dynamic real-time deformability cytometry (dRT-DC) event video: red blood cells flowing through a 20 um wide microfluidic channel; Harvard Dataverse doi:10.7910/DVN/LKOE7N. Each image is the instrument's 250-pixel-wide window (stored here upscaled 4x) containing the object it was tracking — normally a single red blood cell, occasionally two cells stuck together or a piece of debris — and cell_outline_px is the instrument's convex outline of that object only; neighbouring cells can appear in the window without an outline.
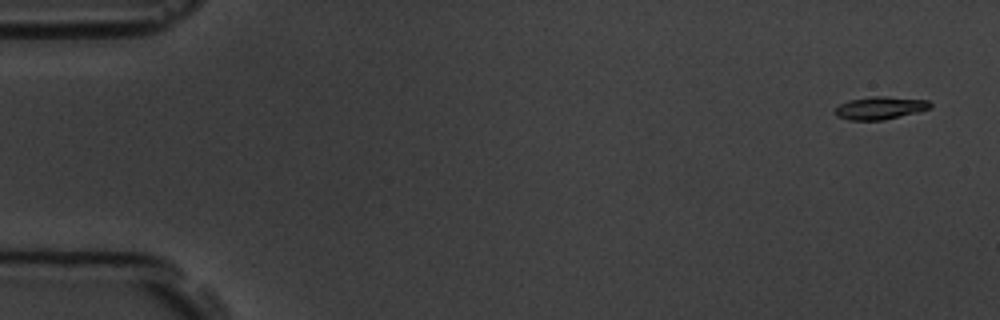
{"species": "common noctule bat (a hibernating species)", "species_latin": "Nyctalus noctula", "temperature_condition": "room temperature", "stored_images_in_passage": 5, "camera_frame_rate_fps": 3000, "um_per_image_px": 0.085, "animal": {"sex": "male", "body_mass_g": 19.5, "forearm_length_mm": 54.6}, "frame": {"image": 1, "passage_image": 1, "time_ms": 0.0, "image_size_px": [1000, 320], "cell_outline_px": [[932, 108], [884, 120], [848, 120], [836, 116], [832, 112], [840, 104], [848, 100], [872, 96], [884, 96], [928, 100], [932, 104]], "centroid_in_image_um": [74.78, 9.17], "position_along_channel_um": 10.2, "area_um2": 12.72}}
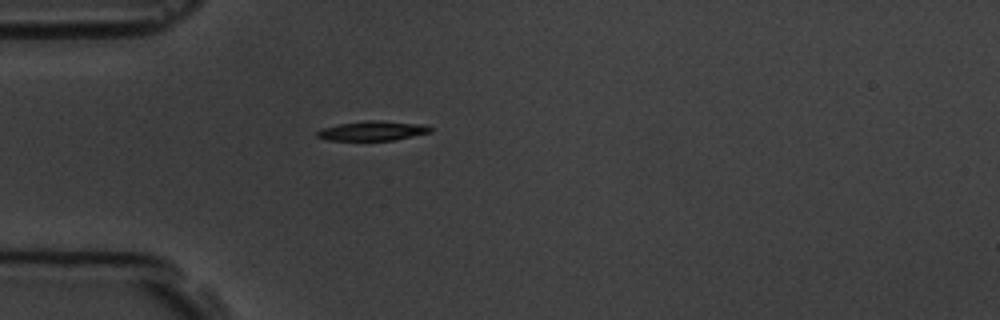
{"frame": {"image": 2, "passage_image": 5, "time_ms": 4.667, "image_size_px": [1000, 320], "cell_outline_px": [[432, 132], [392, 140], [328, 140], [316, 136], [316, 132], [324, 128], [340, 124], [368, 120], [380, 120], [424, 124], [432, 128]], "centroid_in_image_um": [31.71, 11.11], "position_along_channel_um": 53.3, "area_um2": 12.77}}